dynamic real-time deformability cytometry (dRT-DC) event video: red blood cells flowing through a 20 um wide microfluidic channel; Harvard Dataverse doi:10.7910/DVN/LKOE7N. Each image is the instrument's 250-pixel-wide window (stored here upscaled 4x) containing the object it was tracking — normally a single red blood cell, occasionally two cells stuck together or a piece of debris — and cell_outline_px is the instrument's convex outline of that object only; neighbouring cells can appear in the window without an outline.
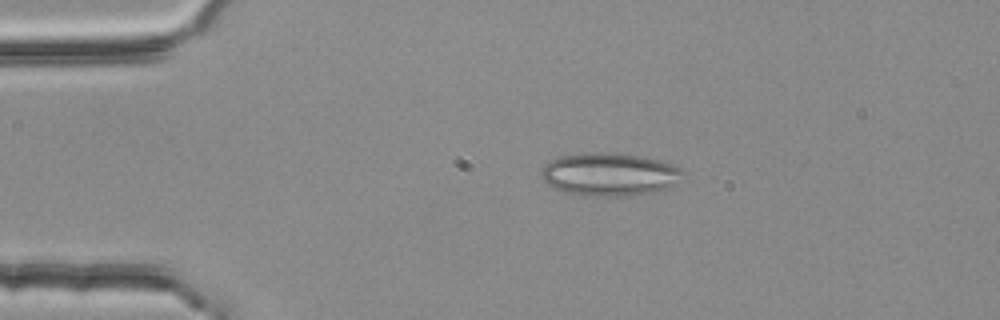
{"species": "common noctule bat (a hibernating species)", "species_latin": "Nyctalus noctula", "temperature_condition": "room temperature", "stored_images_in_passage": 44, "segment_of_instrument_passage": [1, 2], "camera_frame_rate_fps": 3000, "um_per_image_px": 0.085, "animal": {"sex": "female", "body_mass_g": 25.1}, "frame": {"image": 1, "passage_image": 1, "time_ms": 0.0, "image_size_px": [1000, 320], "cell_outline_px": [[688, 172], [676, 184], [668, 188], [656, 192], [632, 196], [604, 196], [568, 192], [552, 188], [540, 176], [540, 168], [544, 164], [560, 156], [596, 152], [600, 152], [644, 156], [660, 160], [672, 164]], "centroid_in_image_um": [51.87, 14.82], "position_along_channel_um": 33.1, "area_um2": 35.72}}